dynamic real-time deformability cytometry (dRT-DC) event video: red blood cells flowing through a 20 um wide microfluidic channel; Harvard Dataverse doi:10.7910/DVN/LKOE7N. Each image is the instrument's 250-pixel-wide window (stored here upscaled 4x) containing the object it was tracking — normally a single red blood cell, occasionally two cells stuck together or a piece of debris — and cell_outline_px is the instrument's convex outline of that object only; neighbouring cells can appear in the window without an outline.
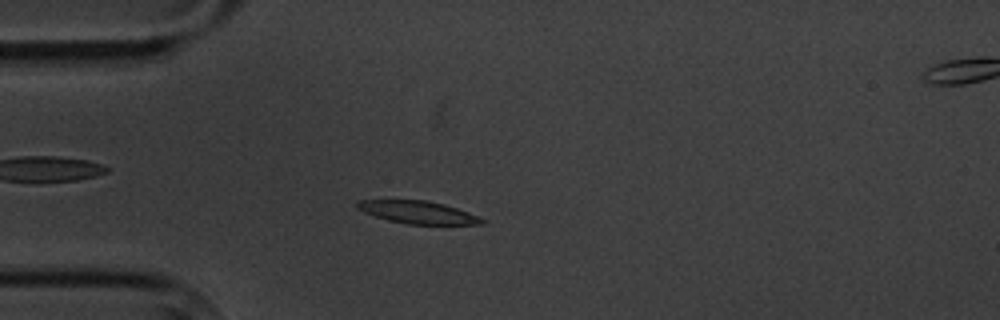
{"species": "common noctule bat (a hibernating species)", "species_latin": "Nyctalus noctula", "temperature_condition": "cold", "stored_images_in_passage": 9, "camera_frame_rate_fps": 3000, "um_per_image_px": 0.085, "animal": {"sex": "male", "body_mass_g": 20.1, "forearm_length_mm": 53.5}, "frame": {"image": 1, "passage_image": 4, "time_ms": 3.333, "image_size_px": [1000, 320], "cell_outline_px": [[488, 220], [484, 224], [408, 224], [388, 220], [364, 212], [356, 208], [356, 200], [424, 200], [444, 204], [468, 212]], "centroid_in_image_um": [35.53, 18.04], "position_along_channel_um": 49.5, "area_um2": 16.36}}
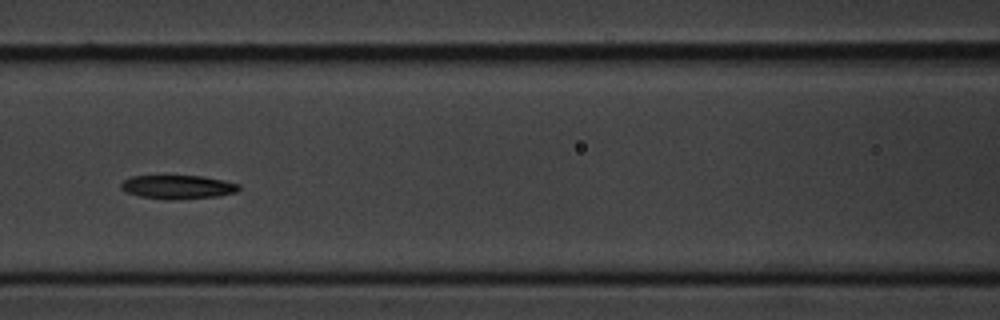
{"frame": {"image": 2, "passage_image": 7, "time_ms": 6.667, "image_size_px": [1000, 320], "cell_outline_px": [[240, 188], [236, 192], [216, 196], [164, 200], [140, 196], [128, 192], [120, 188], [120, 184], [124, 180], [132, 176], [204, 176], [224, 180], [240, 184]], "centroid_in_image_um": [15.12, 15.89], "position_along_channel_um": 151.5, "area_um2": 16.18}}
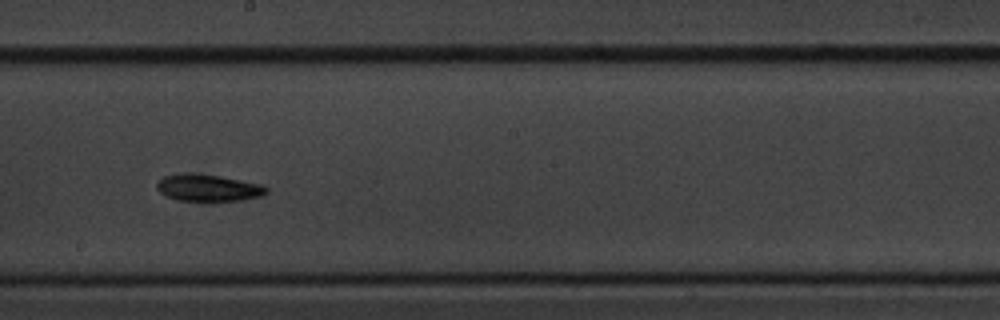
{"frame": {"image": 3, "passage_image": 9, "time_ms": 9.0, "image_size_px": [1000, 320], "cell_outline_px": [[268, 192], [260, 196], [244, 200], [176, 200], [164, 196], [156, 188], [156, 180], [164, 176], [188, 172], [220, 176], [264, 184], [268, 188]], "centroid_in_image_um": [17.68, 15.95], "position_along_channel_um": 230.5, "area_um2": 17.34}}